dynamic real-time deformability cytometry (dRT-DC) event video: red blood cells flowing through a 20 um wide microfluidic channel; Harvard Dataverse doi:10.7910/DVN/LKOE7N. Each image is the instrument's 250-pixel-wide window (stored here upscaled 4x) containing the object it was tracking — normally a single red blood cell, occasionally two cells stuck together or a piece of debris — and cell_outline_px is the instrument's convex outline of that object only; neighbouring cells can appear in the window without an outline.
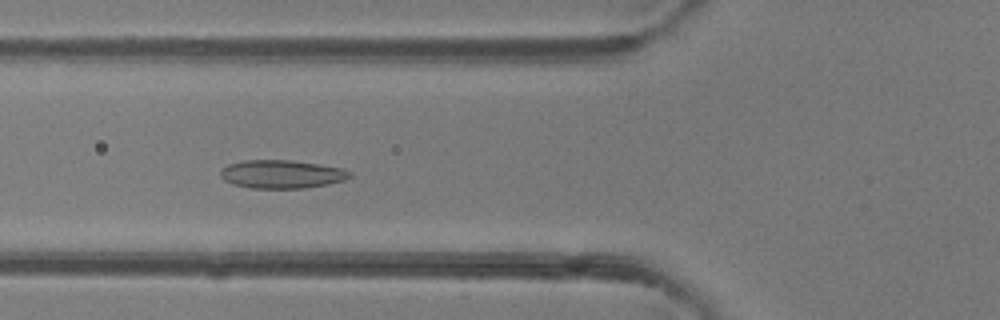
{"species": "common noctule bat (a hibernating species)", "species_latin": "Nyctalus noctula", "temperature_condition": "room temperature", "stored_images_in_passage": 49, "camera_frame_rate_fps": 3000, "um_per_image_px": 0.085, "animal": {"sex": "female"}, "frame": {"image": 1, "passage_image": 18, "time_ms": 5.667, "image_size_px": [1000, 320], "cell_outline_px": [[352, 176], [344, 180], [328, 184], [304, 188], [252, 188], [232, 184], [224, 180], [220, 176], [220, 172], [228, 164], [244, 160], [292, 160], [320, 164], [340, 168], [352, 172]], "centroid_in_image_um": [23.95, 14.8], "position_along_channel_um": 101.9, "area_um2": 21.33}}
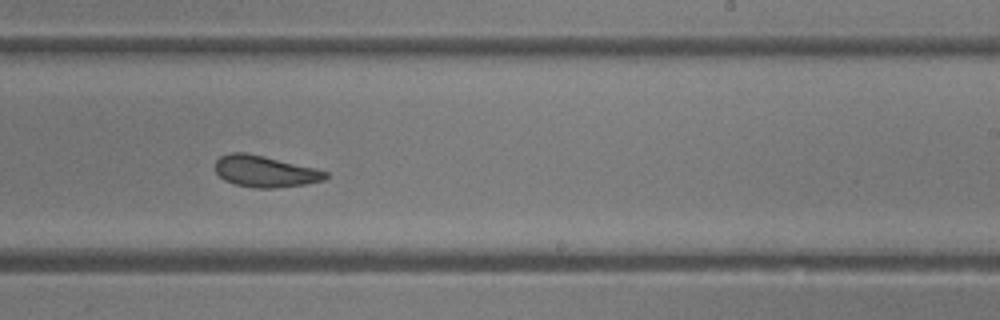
{"frame": {"image": 2, "passage_image": 30, "time_ms": 9.667, "image_size_px": [1000, 320], "cell_outline_px": [[328, 176], [324, 180], [304, 184], [272, 188], [256, 188], [236, 184], [224, 180], [216, 172], [216, 160], [220, 156], [228, 152], [244, 152], [264, 156], [316, 168], [328, 172]], "centroid_in_image_um": [22.52, 14.55], "position_along_channel_um": 266.5, "area_um2": 20.11}}
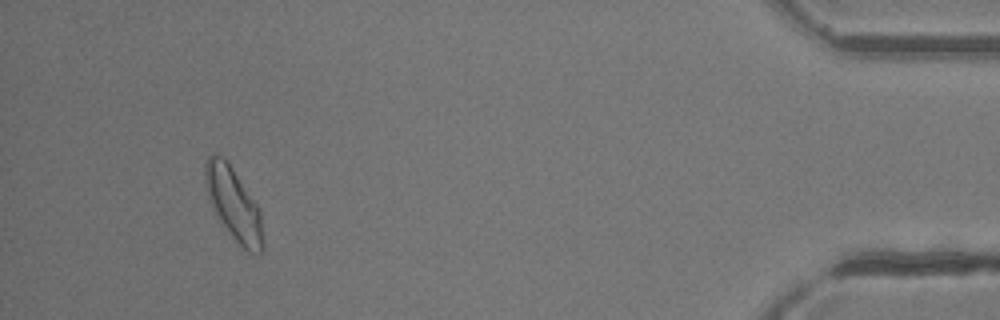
{"frame": {"image": 3, "passage_image": 46, "time_ms": 15.0, "image_size_px": [1000, 320], "cell_outline_px": [[264, 248], [260, 252], [248, 252], [232, 236], [216, 216], [208, 200], [204, 180], [204, 164], [208, 156], [224, 156], [256, 204], [260, 212]], "centroid_in_image_um": [19.82, 17.33], "position_along_channel_um": 415.4, "area_um2": 23.99}, "authors_computed_cell_mechanics": {"area_um2": 21.4438, "velocity_mm_per_s": 4.1161, "shape_relaxation_time_tau1_ms": 5.3013, "shape_relaxation_time_tau2_ms": 2.8607, "deformation_change_tau1": 0.1232, "deformation_change_tau2": 0.0965}}